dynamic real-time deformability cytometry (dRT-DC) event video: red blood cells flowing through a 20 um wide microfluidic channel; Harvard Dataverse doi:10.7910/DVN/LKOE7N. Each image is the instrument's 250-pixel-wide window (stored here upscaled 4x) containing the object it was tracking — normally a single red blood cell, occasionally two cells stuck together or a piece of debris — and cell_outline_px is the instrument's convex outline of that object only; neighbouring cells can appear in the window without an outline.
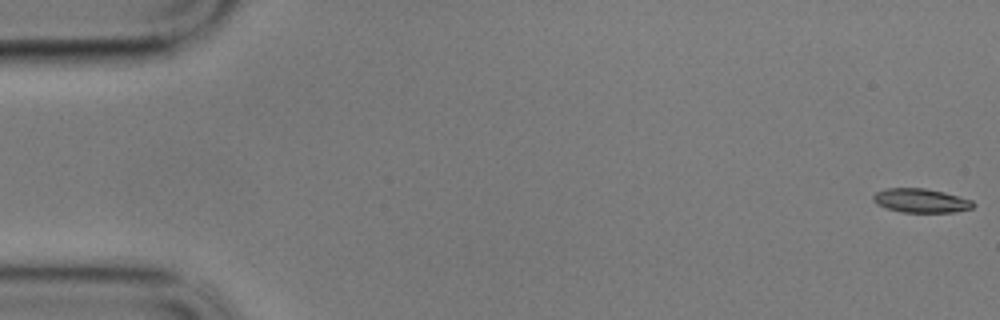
{"species": "common noctule bat (a hibernating species)", "species_latin": "Nyctalus noctula", "temperature_condition": "cold", "stored_images_in_passage": 59, "camera_frame_rate_fps": 3000, "um_per_image_px": 0.085, "animal": {"sex": "male", "body_mass_g": 17.9}, "frame": {"image": 1, "passage_image": 1, "time_ms": 0.0, "image_size_px": [1000, 320], "cell_outline_px": [[976, 204], [972, 208], [952, 212], [900, 212], [884, 208], [876, 204], [872, 200], [872, 196], [876, 192], [888, 188], [924, 188], [944, 192], [972, 200]], "centroid_in_image_um": [78.24, 17.05], "position_along_channel_um": 6.8, "area_um2": 14.05}}
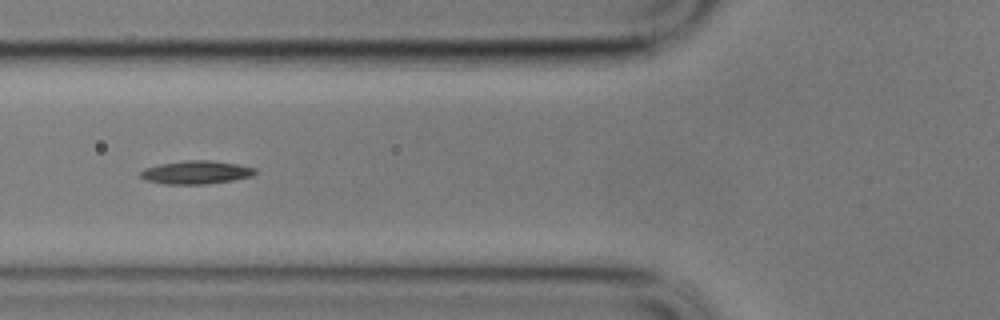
{"frame": {"image": 2, "passage_image": 22, "time_ms": 7.0, "image_size_px": [1000, 320], "cell_outline_px": [[256, 172], [252, 176], [232, 180], [204, 184], [164, 184], [148, 180], [140, 176], [140, 172], [144, 168], [160, 164], [184, 160], [212, 160], [236, 164], [256, 168]], "centroid_in_image_um": [16.67, 14.64], "position_along_channel_um": 109.1, "area_um2": 15.43}}
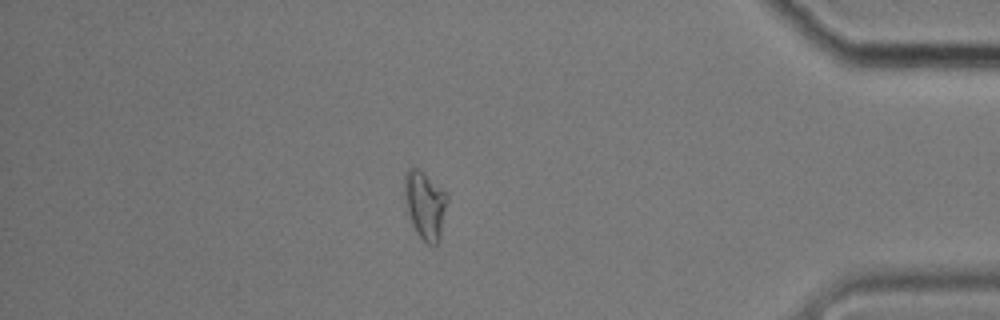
{"frame": {"image": 3, "passage_image": 51, "time_ms": 16.667, "image_size_px": [1000, 320], "cell_outline_px": [[448, 196], [440, 240], [436, 244], [428, 244], [416, 232], [408, 216], [404, 192], [404, 172], [408, 168], [420, 168]], "centroid_in_image_um": [36.1, 17.4], "position_along_channel_um": 399.1, "area_um2": 16.88}, "authors_computed_cell_mechanics": {"area_um2": 14.6812, "velocity_mm_per_s": 3.385, "shape_relaxation_time_tau1_ms": null, "shape_relaxation_time_tau2_ms": 9.2635, "deformation_change_tau1": null, "deformation_change_tau2": 0.187}}